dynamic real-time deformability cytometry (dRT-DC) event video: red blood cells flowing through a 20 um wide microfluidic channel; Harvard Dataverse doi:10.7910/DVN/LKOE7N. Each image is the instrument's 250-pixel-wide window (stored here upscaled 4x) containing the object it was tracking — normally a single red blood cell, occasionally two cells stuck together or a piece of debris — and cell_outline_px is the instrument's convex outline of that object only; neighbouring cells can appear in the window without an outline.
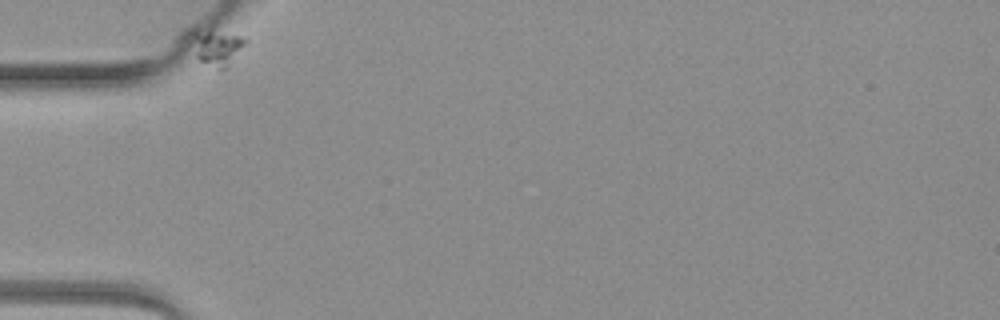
{"species": "common noctule bat (a hibernating species)", "species_latin": "Nyctalus noctula", "temperature_condition": "warm", "stored_images_in_passage": 9, "camera_frame_rate_fps": 3000, "um_per_image_px": 0.085, "animal": {"sex": "female", "body_mass_g": 19.3, "forearm_length_mm": 54.1}, "frame": {"image": 1, "passage_image": 6, "time_ms": 6.0, "image_size_px": [1000, 320], "cell_outline_px": [[248, 40], [228, 68], [224, 72], [220, 72], [200, 60], [196, 56], [192, 32], [212, 24], [248, 36]], "centroid_in_image_um": [18.53, 3.92], "position_along_channel_um": 66.5, "area_um2": 12.54}}
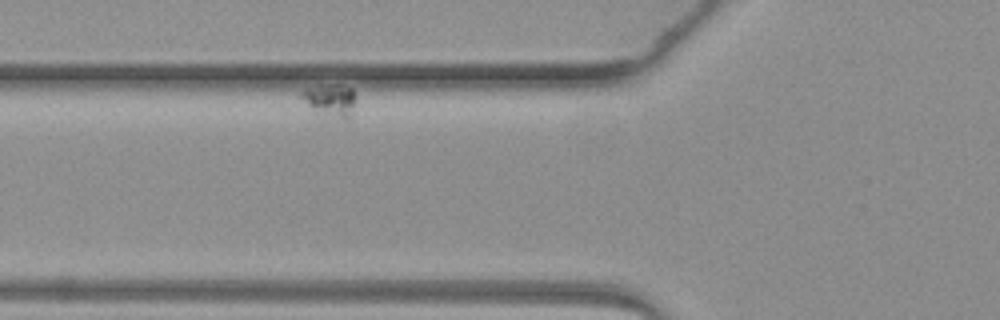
{"frame": {"image": 2, "passage_image": 8, "time_ms": 8.333, "image_size_px": [1000, 320], "cell_outline_px": [[356, 96], [352, 112], [348, 120], [344, 120], [324, 112], [308, 104], [296, 96], [304, 88], [320, 84], [340, 84], [352, 88]], "centroid_in_image_um": [28.08, 8.43], "position_along_channel_um": 97.7, "area_um2": 10.23}}